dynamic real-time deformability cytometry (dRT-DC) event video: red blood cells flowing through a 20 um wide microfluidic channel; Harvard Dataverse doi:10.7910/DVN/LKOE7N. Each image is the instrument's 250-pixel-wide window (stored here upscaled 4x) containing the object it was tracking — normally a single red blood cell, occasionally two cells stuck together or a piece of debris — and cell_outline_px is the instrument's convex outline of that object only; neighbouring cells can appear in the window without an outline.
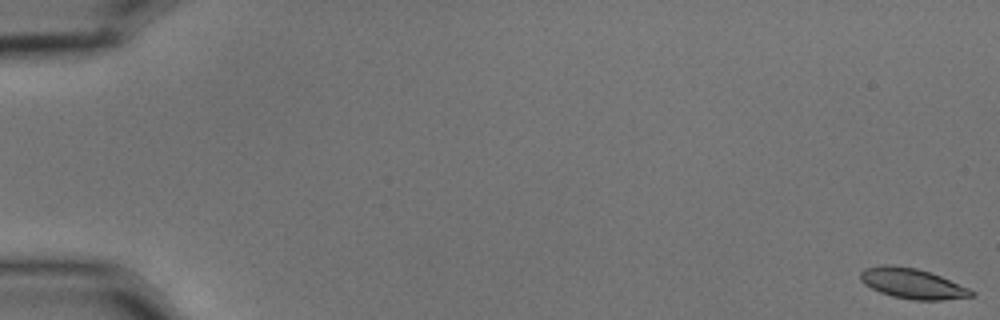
{"species": "common noctule bat (a hibernating species)", "species_latin": "Nyctalus noctula", "temperature_condition": "cold", "stored_images_in_passage": 58, "camera_frame_rate_fps": 3000, "um_per_image_px": 0.085, "animal": {"sex": "male", "body_mass_g": 15.6}, "frame": {"image": 1, "passage_image": 1, "time_ms": 0.0, "image_size_px": [1000, 320], "cell_outline_px": [[976, 296], [940, 300], [912, 300], [892, 296], [880, 292], [864, 284], [860, 280], [860, 272], [864, 268], [884, 264], [892, 264], [916, 268], [940, 276], [968, 288], [976, 292]], "centroid_in_image_um": [77.53, 24.1], "position_along_channel_um": 7.5, "area_um2": 19.59}}
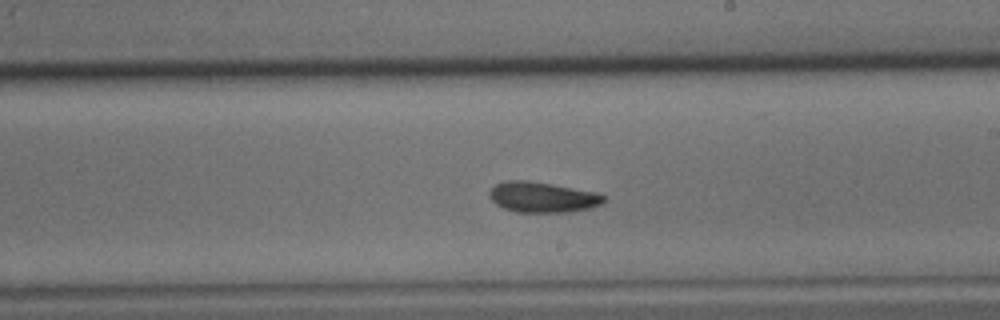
{"frame": {"image": 2, "passage_image": 35, "time_ms": 11.333, "image_size_px": [1000, 320], "cell_outline_px": [[608, 196], [600, 204], [592, 208], [568, 212], [516, 212], [504, 208], [496, 204], [488, 196], [488, 192], [496, 184], [504, 180], [528, 180], [552, 184], [596, 192]], "centroid_in_image_um": [46.11, 16.75], "position_along_channel_um": 242.9, "area_um2": 20.46}}
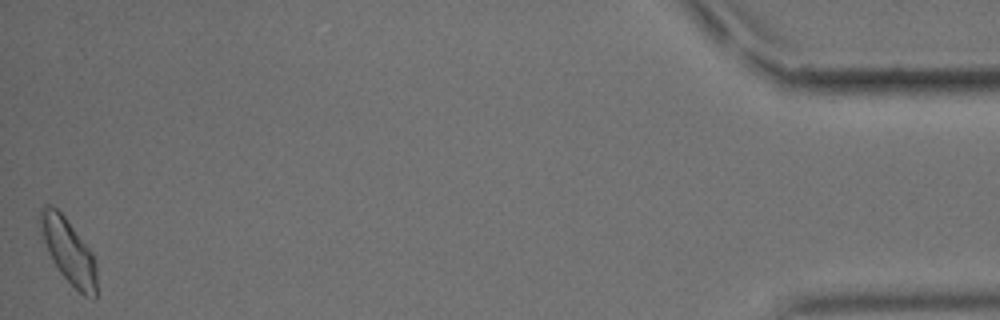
{"frame": {"image": 3, "passage_image": 58, "time_ms": 19.0, "image_size_px": [1000, 320], "cell_outline_px": [[96, 300], [92, 300], [84, 296], [60, 272], [52, 260], [48, 252], [44, 240], [40, 220], [40, 208], [44, 204], [48, 204], [56, 208], [64, 216], [92, 252], [96, 264]], "centroid_in_image_um": [5.85, 21.36], "position_along_channel_um": 429.3, "area_um2": 20.87}, "authors_computed_cell_mechanics": {"area_um2": 20.0566, "velocity_mm_per_s": 3.5341, "shape_relaxation_time_tau1_ms": 4.5305, "shape_relaxation_time_tau2_ms": 5.3417, "deformation_change_tau1": 0.1071, "deformation_change_tau2": 0.1076}}